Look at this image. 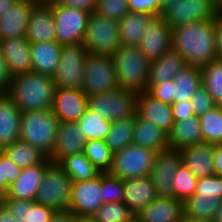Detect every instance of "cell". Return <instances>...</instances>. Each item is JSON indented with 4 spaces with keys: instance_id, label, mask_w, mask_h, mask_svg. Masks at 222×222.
I'll return each mask as SVG.
<instances>
[{
    "instance_id": "obj_1",
    "label": "cell",
    "mask_w": 222,
    "mask_h": 222,
    "mask_svg": "<svg viewBox=\"0 0 222 222\" xmlns=\"http://www.w3.org/2000/svg\"><path fill=\"white\" fill-rule=\"evenodd\" d=\"M172 49L177 51L189 66L202 68L218 59L215 18L172 28Z\"/></svg>"
},
{
    "instance_id": "obj_2",
    "label": "cell",
    "mask_w": 222,
    "mask_h": 222,
    "mask_svg": "<svg viewBox=\"0 0 222 222\" xmlns=\"http://www.w3.org/2000/svg\"><path fill=\"white\" fill-rule=\"evenodd\" d=\"M56 89L51 76L30 71L13 77L6 93L24 113L52 109Z\"/></svg>"
},
{
    "instance_id": "obj_3",
    "label": "cell",
    "mask_w": 222,
    "mask_h": 222,
    "mask_svg": "<svg viewBox=\"0 0 222 222\" xmlns=\"http://www.w3.org/2000/svg\"><path fill=\"white\" fill-rule=\"evenodd\" d=\"M112 56L119 88L136 93L147 91L151 62L140 48L121 45Z\"/></svg>"
},
{
    "instance_id": "obj_4",
    "label": "cell",
    "mask_w": 222,
    "mask_h": 222,
    "mask_svg": "<svg viewBox=\"0 0 222 222\" xmlns=\"http://www.w3.org/2000/svg\"><path fill=\"white\" fill-rule=\"evenodd\" d=\"M59 120L50 110L27 111L21 115L20 140L49 156L55 145Z\"/></svg>"
},
{
    "instance_id": "obj_5",
    "label": "cell",
    "mask_w": 222,
    "mask_h": 222,
    "mask_svg": "<svg viewBox=\"0 0 222 222\" xmlns=\"http://www.w3.org/2000/svg\"><path fill=\"white\" fill-rule=\"evenodd\" d=\"M119 88L112 55L88 53L85 59L82 91L87 96Z\"/></svg>"
},
{
    "instance_id": "obj_6",
    "label": "cell",
    "mask_w": 222,
    "mask_h": 222,
    "mask_svg": "<svg viewBox=\"0 0 222 222\" xmlns=\"http://www.w3.org/2000/svg\"><path fill=\"white\" fill-rule=\"evenodd\" d=\"M119 23L91 13L82 45L88 53L113 55L121 46Z\"/></svg>"
},
{
    "instance_id": "obj_7",
    "label": "cell",
    "mask_w": 222,
    "mask_h": 222,
    "mask_svg": "<svg viewBox=\"0 0 222 222\" xmlns=\"http://www.w3.org/2000/svg\"><path fill=\"white\" fill-rule=\"evenodd\" d=\"M138 93L115 89L107 93L88 96V108L109 121L135 117Z\"/></svg>"
},
{
    "instance_id": "obj_8",
    "label": "cell",
    "mask_w": 222,
    "mask_h": 222,
    "mask_svg": "<svg viewBox=\"0 0 222 222\" xmlns=\"http://www.w3.org/2000/svg\"><path fill=\"white\" fill-rule=\"evenodd\" d=\"M71 179L57 163H51L38 188L35 202L54 211L68 210L71 197Z\"/></svg>"
},
{
    "instance_id": "obj_9",
    "label": "cell",
    "mask_w": 222,
    "mask_h": 222,
    "mask_svg": "<svg viewBox=\"0 0 222 222\" xmlns=\"http://www.w3.org/2000/svg\"><path fill=\"white\" fill-rule=\"evenodd\" d=\"M156 154L152 149L132 143L113 153L109 172L122 180L149 176Z\"/></svg>"
},
{
    "instance_id": "obj_10",
    "label": "cell",
    "mask_w": 222,
    "mask_h": 222,
    "mask_svg": "<svg viewBox=\"0 0 222 222\" xmlns=\"http://www.w3.org/2000/svg\"><path fill=\"white\" fill-rule=\"evenodd\" d=\"M56 41L61 45L82 44L91 13L52 3Z\"/></svg>"
},
{
    "instance_id": "obj_11",
    "label": "cell",
    "mask_w": 222,
    "mask_h": 222,
    "mask_svg": "<svg viewBox=\"0 0 222 222\" xmlns=\"http://www.w3.org/2000/svg\"><path fill=\"white\" fill-rule=\"evenodd\" d=\"M87 54L82 44L62 46L59 64L52 77L57 88H81Z\"/></svg>"
},
{
    "instance_id": "obj_12",
    "label": "cell",
    "mask_w": 222,
    "mask_h": 222,
    "mask_svg": "<svg viewBox=\"0 0 222 222\" xmlns=\"http://www.w3.org/2000/svg\"><path fill=\"white\" fill-rule=\"evenodd\" d=\"M215 0H178L162 13L171 28L201 20L215 18L218 14Z\"/></svg>"
},
{
    "instance_id": "obj_13",
    "label": "cell",
    "mask_w": 222,
    "mask_h": 222,
    "mask_svg": "<svg viewBox=\"0 0 222 222\" xmlns=\"http://www.w3.org/2000/svg\"><path fill=\"white\" fill-rule=\"evenodd\" d=\"M102 204L101 172L94 179L72 182L68 210L77 217H92Z\"/></svg>"
},
{
    "instance_id": "obj_14",
    "label": "cell",
    "mask_w": 222,
    "mask_h": 222,
    "mask_svg": "<svg viewBox=\"0 0 222 222\" xmlns=\"http://www.w3.org/2000/svg\"><path fill=\"white\" fill-rule=\"evenodd\" d=\"M182 162L179 150L167 149L156 154L149 174L158 196L174 197V177Z\"/></svg>"
},
{
    "instance_id": "obj_15",
    "label": "cell",
    "mask_w": 222,
    "mask_h": 222,
    "mask_svg": "<svg viewBox=\"0 0 222 222\" xmlns=\"http://www.w3.org/2000/svg\"><path fill=\"white\" fill-rule=\"evenodd\" d=\"M138 47L150 62L172 48V28L162 15L149 21Z\"/></svg>"
},
{
    "instance_id": "obj_16",
    "label": "cell",
    "mask_w": 222,
    "mask_h": 222,
    "mask_svg": "<svg viewBox=\"0 0 222 222\" xmlns=\"http://www.w3.org/2000/svg\"><path fill=\"white\" fill-rule=\"evenodd\" d=\"M88 109V96L81 88H57L52 111L59 122H78Z\"/></svg>"
},
{
    "instance_id": "obj_17",
    "label": "cell",
    "mask_w": 222,
    "mask_h": 222,
    "mask_svg": "<svg viewBox=\"0 0 222 222\" xmlns=\"http://www.w3.org/2000/svg\"><path fill=\"white\" fill-rule=\"evenodd\" d=\"M77 122H59L55 145L48 159L59 163L63 158L84 152L87 139L79 131Z\"/></svg>"
},
{
    "instance_id": "obj_18",
    "label": "cell",
    "mask_w": 222,
    "mask_h": 222,
    "mask_svg": "<svg viewBox=\"0 0 222 222\" xmlns=\"http://www.w3.org/2000/svg\"><path fill=\"white\" fill-rule=\"evenodd\" d=\"M25 37L29 43L56 41V25L51 4H35L29 15Z\"/></svg>"
},
{
    "instance_id": "obj_19",
    "label": "cell",
    "mask_w": 222,
    "mask_h": 222,
    "mask_svg": "<svg viewBox=\"0 0 222 222\" xmlns=\"http://www.w3.org/2000/svg\"><path fill=\"white\" fill-rule=\"evenodd\" d=\"M0 51L12 78L32 71L31 48L26 37L2 39Z\"/></svg>"
},
{
    "instance_id": "obj_20",
    "label": "cell",
    "mask_w": 222,
    "mask_h": 222,
    "mask_svg": "<svg viewBox=\"0 0 222 222\" xmlns=\"http://www.w3.org/2000/svg\"><path fill=\"white\" fill-rule=\"evenodd\" d=\"M136 112L167 135L171 131L173 120L172 106L155 99L147 91L138 93Z\"/></svg>"
},
{
    "instance_id": "obj_21",
    "label": "cell",
    "mask_w": 222,
    "mask_h": 222,
    "mask_svg": "<svg viewBox=\"0 0 222 222\" xmlns=\"http://www.w3.org/2000/svg\"><path fill=\"white\" fill-rule=\"evenodd\" d=\"M215 144L201 142L179 150L182 163L196 178L214 175L213 155Z\"/></svg>"
},
{
    "instance_id": "obj_22",
    "label": "cell",
    "mask_w": 222,
    "mask_h": 222,
    "mask_svg": "<svg viewBox=\"0 0 222 222\" xmlns=\"http://www.w3.org/2000/svg\"><path fill=\"white\" fill-rule=\"evenodd\" d=\"M136 216L140 222H184L183 202L174 197L158 196Z\"/></svg>"
},
{
    "instance_id": "obj_23",
    "label": "cell",
    "mask_w": 222,
    "mask_h": 222,
    "mask_svg": "<svg viewBox=\"0 0 222 222\" xmlns=\"http://www.w3.org/2000/svg\"><path fill=\"white\" fill-rule=\"evenodd\" d=\"M51 163L47 158L41 164L22 169L19 178L9 186L6 196L9 198L35 201L46 168Z\"/></svg>"
},
{
    "instance_id": "obj_24",
    "label": "cell",
    "mask_w": 222,
    "mask_h": 222,
    "mask_svg": "<svg viewBox=\"0 0 222 222\" xmlns=\"http://www.w3.org/2000/svg\"><path fill=\"white\" fill-rule=\"evenodd\" d=\"M22 112L6 92H0V150L20 140Z\"/></svg>"
},
{
    "instance_id": "obj_25",
    "label": "cell",
    "mask_w": 222,
    "mask_h": 222,
    "mask_svg": "<svg viewBox=\"0 0 222 222\" xmlns=\"http://www.w3.org/2000/svg\"><path fill=\"white\" fill-rule=\"evenodd\" d=\"M124 203L137 214L157 197L156 187L149 176L123 180Z\"/></svg>"
},
{
    "instance_id": "obj_26",
    "label": "cell",
    "mask_w": 222,
    "mask_h": 222,
    "mask_svg": "<svg viewBox=\"0 0 222 222\" xmlns=\"http://www.w3.org/2000/svg\"><path fill=\"white\" fill-rule=\"evenodd\" d=\"M35 3L17 0L0 18V36L2 39L25 37L29 15Z\"/></svg>"
},
{
    "instance_id": "obj_27",
    "label": "cell",
    "mask_w": 222,
    "mask_h": 222,
    "mask_svg": "<svg viewBox=\"0 0 222 222\" xmlns=\"http://www.w3.org/2000/svg\"><path fill=\"white\" fill-rule=\"evenodd\" d=\"M133 144L152 149L156 153L169 149L167 134L137 112L134 117Z\"/></svg>"
},
{
    "instance_id": "obj_28",
    "label": "cell",
    "mask_w": 222,
    "mask_h": 222,
    "mask_svg": "<svg viewBox=\"0 0 222 222\" xmlns=\"http://www.w3.org/2000/svg\"><path fill=\"white\" fill-rule=\"evenodd\" d=\"M62 46L57 41L30 43L32 71L53 77L59 64Z\"/></svg>"
},
{
    "instance_id": "obj_29",
    "label": "cell",
    "mask_w": 222,
    "mask_h": 222,
    "mask_svg": "<svg viewBox=\"0 0 222 222\" xmlns=\"http://www.w3.org/2000/svg\"><path fill=\"white\" fill-rule=\"evenodd\" d=\"M186 66L185 59L171 48L159 59L151 61L147 85H157L174 80L175 76Z\"/></svg>"
},
{
    "instance_id": "obj_30",
    "label": "cell",
    "mask_w": 222,
    "mask_h": 222,
    "mask_svg": "<svg viewBox=\"0 0 222 222\" xmlns=\"http://www.w3.org/2000/svg\"><path fill=\"white\" fill-rule=\"evenodd\" d=\"M169 149L180 150L203 142L200 121L197 116L174 121L167 135Z\"/></svg>"
},
{
    "instance_id": "obj_31",
    "label": "cell",
    "mask_w": 222,
    "mask_h": 222,
    "mask_svg": "<svg viewBox=\"0 0 222 222\" xmlns=\"http://www.w3.org/2000/svg\"><path fill=\"white\" fill-rule=\"evenodd\" d=\"M221 199L216 196H192L183 202V219L188 222H213Z\"/></svg>"
},
{
    "instance_id": "obj_32",
    "label": "cell",
    "mask_w": 222,
    "mask_h": 222,
    "mask_svg": "<svg viewBox=\"0 0 222 222\" xmlns=\"http://www.w3.org/2000/svg\"><path fill=\"white\" fill-rule=\"evenodd\" d=\"M153 17L154 15L129 12L120 19L118 23L121 45L138 46L149 21Z\"/></svg>"
},
{
    "instance_id": "obj_33",
    "label": "cell",
    "mask_w": 222,
    "mask_h": 222,
    "mask_svg": "<svg viewBox=\"0 0 222 222\" xmlns=\"http://www.w3.org/2000/svg\"><path fill=\"white\" fill-rule=\"evenodd\" d=\"M2 151L21 169L41 164L48 158L38 147L32 146L21 140L5 146Z\"/></svg>"
},
{
    "instance_id": "obj_34",
    "label": "cell",
    "mask_w": 222,
    "mask_h": 222,
    "mask_svg": "<svg viewBox=\"0 0 222 222\" xmlns=\"http://www.w3.org/2000/svg\"><path fill=\"white\" fill-rule=\"evenodd\" d=\"M174 102L189 101L202 86L201 68L187 65L174 78Z\"/></svg>"
},
{
    "instance_id": "obj_35",
    "label": "cell",
    "mask_w": 222,
    "mask_h": 222,
    "mask_svg": "<svg viewBox=\"0 0 222 222\" xmlns=\"http://www.w3.org/2000/svg\"><path fill=\"white\" fill-rule=\"evenodd\" d=\"M58 165L72 182L94 179L99 175L97 168L90 162L84 152L63 158Z\"/></svg>"
},
{
    "instance_id": "obj_36",
    "label": "cell",
    "mask_w": 222,
    "mask_h": 222,
    "mask_svg": "<svg viewBox=\"0 0 222 222\" xmlns=\"http://www.w3.org/2000/svg\"><path fill=\"white\" fill-rule=\"evenodd\" d=\"M134 127V117L111 122L109 133L104 141L113 153L133 143Z\"/></svg>"
},
{
    "instance_id": "obj_37",
    "label": "cell",
    "mask_w": 222,
    "mask_h": 222,
    "mask_svg": "<svg viewBox=\"0 0 222 222\" xmlns=\"http://www.w3.org/2000/svg\"><path fill=\"white\" fill-rule=\"evenodd\" d=\"M77 123L80 133L84 135L87 141L104 140L111 127V121L89 108Z\"/></svg>"
},
{
    "instance_id": "obj_38",
    "label": "cell",
    "mask_w": 222,
    "mask_h": 222,
    "mask_svg": "<svg viewBox=\"0 0 222 222\" xmlns=\"http://www.w3.org/2000/svg\"><path fill=\"white\" fill-rule=\"evenodd\" d=\"M202 86L216 106H222V59H216L201 68Z\"/></svg>"
},
{
    "instance_id": "obj_39",
    "label": "cell",
    "mask_w": 222,
    "mask_h": 222,
    "mask_svg": "<svg viewBox=\"0 0 222 222\" xmlns=\"http://www.w3.org/2000/svg\"><path fill=\"white\" fill-rule=\"evenodd\" d=\"M198 118L203 142L222 144V106H215Z\"/></svg>"
},
{
    "instance_id": "obj_40",
    "label": "cell",
    "mask_w": 222,
    "mask_h": 222,
    "mask_svg": "<svg viewBox=\"0 0 222 222\" xmlns=\"http://www.w3.org/2000/svg\"><path fill=\"white\" fill-rule=\"evenodd\" d=\"M84 154L99 172H109L113 164V152L104 140H88Z\"/></svg>"
},
{
    "instance_id": "obj_41",
    "label": "cell",
    "mask_w": 222,
    "mask_h": 222,
    "mask_svg": "<svg viewBox=\"0 0 222 222\" xmlns=\"http://www.w3.org/2000/svg\"><path fill=\"white\" fill-rule=\"evenodd\" d=\"M198 178L181 162L174 177V198L184 202L195 194Z\"/></svg>"
},
{
    "instance_id": "obj_42",
    "label": "cell",
    "mask_w": 222,
    "mask_h": 222,
    "mask_svg": "<svg viewBox=\"0 0 222 222\" xmlns=\"http://www.w3.org/2000/svg\"><path fill=\"white\" fill-rule=\"evenodd\" d=\"M134 213L124 202L103 203L92 216L95 222H122L131 218Z\"/></svg>"
},
{
    "instance_id": "obj_43",
    "label": "cell",
    "mask_w": 222,
    "mask_h": 222,
    "mask_svg": "<svg viewBox=\"0 0 222 222\" xmlns=\"http://www.w3.org/2000/svg\"><path fill=\"white\" fill-rule=\"evenodd\" d=\"M103 203L124 202L123 180L110 172H101Z\"/></svg>"
},
{
    "instance_id": "obj_44",
    "label": "cell",
    "mask_w": 222,
    "mask_h": 222,
    "mask_svg": "<svg viewBox=\"0 0 222 222\" xmlns=\"http://www.w3.org/2000/svg\"><path fill=\"white\" fill-rule=\"evenodd\" d=\"M94 13L118 22L129 13L128 0H98Z\"/></svg>"
},
{
    "instance_id": "obj_45",
    "label": "cell",
    "mask_w": 222,
    "mask_h": 222,
    "mask_svg": "<svg viewBox=\"0 0 222 222\" xmlns=\"http://www.w3.org/2000/svg\"><path fill=\"white\" fill-rule=\"evenodd\" d=\"M21 172L22 169L0 150V190L7 194L9 186L19 178Z\"/></svg>"
},
{
    "instance_id": "obj_46",
    "label": "cell",
    "mask_w": 222,
    "mask_h": 222,
    "mask_svg": "<svg viewBox=\"0 0 222 222\" xmlns=\"http://www.w3.org/2000/svg\"><path fill=\"white\" fill-rule=\"evenodd\" d=\"M193 196H216L222 199V178L215 174L198 178Z\"/></svg>"
},
{
    "instance_id": "obj_47",
    "label": "cell",
    "mask_w": 222,
    "mask_h": 222,
    "mask_svg": "<svg viewBox=\"0 0 222 222\" xmlns=\"http://www.w3.org/2000/svg\"><path fill=\"white\" fill-rule=\"evenodd\" d=\"M191 105L195 116L199 117L211 109H213L216 105L214 104L210 94L207 90L201 86L196 90V93L191 98Z\"/></svg>"
},
{
    "instance_id": "obj_48",
    "label": "cell",
    "mask_w": 222,
    "mask_h": 222,
    "mask_svg": "<svg viewBox=\"0 0 222 222\" xmlns=\"http://www.w3.org/2000/svg\"><path fill=\"white\" fill-rule=\"evenodd\" d=\"M174 80L157 85H147V92L155 99L172 105L174 103Z\"/></svg>"
},
{
    "instance_id": "obj_49",
    "label": "cell",
    "mask_w": 222,
    "mask_h": 222,
    "mask_svg": "<svg viewBox=\"0 0 222 222\" xmlns=\"http://www.w3.org/2000/svg\"><path fill=\"white\" fill-rule=\"evenodd\" d=\"M129 12L142 13L147 15L160 16V0H128Z\"/></svg>"
},
{
    "instance_id": "obj_50",
    "label": "cell",
    "mask_w": 222,
    "mask_h": 222,
    "mask_svg": "<svg viewBox=\"0 0 222 222\" xmlns=\"http://www.w3.org/2000/svg\"><path fill=\"white\" fill-rule=\"evenodd\" d=\"M54 212L52 208L34 202L31 207H26L24 222H49Z\"/></svg>"
},
{
    "instance_id": "obj_51",
    "label": "cell",
    "mask_w": 222,
    "mask_h": 222,
    "mask_svg": "<svg viewBox=\"0 0 222 222\" xmlns=\"http://www.w3.org/2000/svg\"><path fill=\"white\" fill-rule=\"evenodd\" d=\"M35 201L5 197V207L16 220H24L26 207H31Z\"/></svg>"
},
{
    "instance_id": "obj_52",
    "label": "cell",
    "mask_w": 222,
    "mask_h": 222,
    "mask_svg": "<svg viewBox=\"0 0 222 222\" xmlns=\"http://www.w3.org/2000/svg\"><path fill=\"white\" fill-rule=\"evenodd\" d=\"M171 106L174 121H179L195 116L190 100L184 102H174Z\"/></svg>"
},
{
    "instance_id": "obj_53",
    "label": "cell",
    "mask_w": 222,
    "mask_h": 222,
    "mask_svg": "<svg viewBox=\"0 0 222 222\" xmlns=\"http://www.w3.org/2000/svg\"><path fill=\"white\" fill-rule=\"evenodd\" d=\"M97 1L98 0H58L57 3L65 7L77 8L93 13L97 6Z\"/></svg>"
},
{
    "instance_id": "obj_54",
    "label": "cell",
    "mask_w": 222,
    "mask_h": 222,
    "mask_svg": "<svg viewBox=\"0 0 222 222\" xmlns=\"http://www.w3.org/2000/svg\"><path fill=\"white\" fill-rule=\"evenodd\" d=\"M12 77L8 71L5 59L0 51V92H6Z\"/></svg>"
},
{
    "instance_id": "obj_55",
    "label": "cell",
    "mask_w": 222,
    "mask_h": 222,
    "mask_svg": "<svg viewBox=\"0 0 222 222\" xmlns=\"http://www.w3.org/2000/svg\"><path fill=\"white\" fill-rule=\"evenodd\" d=\"M215 40L218 59H222V13L215 16Z\"/></svg>"
},
{
    "instance_id": "obj_56",
    "label": "cell",
    "mask_w": 222,
    "mask_h": 222,
    "mask_svg": "<svg viewBox=\"0 0 222 222\" xmlns=\"http://www.w3.org/2000/svg\"><path fill=\"white\" fill-rule=\"evenodd\" d=\"M77 216L70 210L55 211L49 222H76Z\"/></svg>"
},
{
    "instance_id": "obj_57",
    "label": "cell",
    "mask_w": 222,
    "mask_h": 222,
    "mask_svg": "<svg viewBox=\"0 0 222 222\" xmlns=\"http://www.w3.org/2000/svg\"><path fill=\"white\" fill-rule=\"evenodd\" d=\"M213 166L215 175L222 178V144H215Z\"/></svg>"
},
{
    "instance_id": "obj_58",
    "label": "cell",
    "mask_w": 222,
    "mask_h": 222,
    "mask_svg": "<svg viewBox=\"0 0 222 222\" xmlns=\"http://www.w3.org/2000/svg\"><path fill=\"white\" fill-rule=\"evenodd\" d=\"M0 222H17L8 209L4 206L0 208Z\"/></svg>"
},
{
    "instance_id": "obj_59",
    "label": "cell",
    "mask_w": 222,
    "mask_h": 222,
    "mask_svg": "<svg viewBox=\"0 0 222 222\" xmlns=\"http://www.w3.org/2000/svg\"><path fill=\"white\" fill-rule=\"evenodd\" d=\"M17 0H0V18L5 14Z\"/></svg>"
},
{
    "instance_id": "obj_60",
    "label": "cell",
    "mask_w": 222,
    "mask_h": 222,
    "mask_svg": "<svg viewBox=\"0 0 222 222\" xmlns=\"http://www.w3.org/2000/svg\"><path fill=\"white\" fill-rule=\"evenodd\" d=\"M213 222H222V199L219 203V207L216 210Z\"/></svg>"
},
{
    "instance_id": "obj_61",
    "label": "cell",
    "mask_w": 222,
    "mask_h": 222,
    "mask_svg": "<svg viewBox=\"0 0 222 222\" xmlns=\"http://www.w3.org/2000/svg\"><path fill=\"white\" fill-rule=\"evenodd\" d=\"M178 0H160L161 2V15L165 9H167L170 5L176 3Z\"/></svg>"
},
{
    "instance_id": "obj_62",
    "label": "cell",
    "mask_w": 222,
    "mask_h": 222,
    "mask_svg": "<svg viewBox=\"0 0 222 222\" xmlns=\"http://www.w3.org/2000/svg\"><path fill=\"white\" fill-rule=\"evenodd\" d=\"M76 222H95L92 217H77Z\"/></svg>"
},
{
    "instance_id": "obj_63",
    "label": "cell",
    "mask_w": 222,
    "mask_h": 222,
    "mask_svg": "<svg viewBox=\"0 0 222 222\" xmlns=\"http://www.w3.org/2000/svg\"><path fill=\"white\" fill-rule=\"evenodd\" d=\"M5 197L6 194L0 190V208L4 207L5 205Z\"/></svg>"
},
{
    "instance_id": "obj_64",
    "label": "cell",
    "mask_w": 222,
    "mask_h": 222,
    "mask_svg": "<svg viewBox=\"0 0 222 222\" xmlns=\"http://www.w3.org/2000/svg\"><path fill=\"white\" fill-rule=\"evenodd\" d=\"M122 222H140L136 214H134L131 218L124 220Z\"/></svg>"
},
{
    "instance_id": "obj_65",
    "label": "cell",
    "mask_w": 222,
    "mask_h": 222,
    "mask_svg": "<svg viewBox=\"0 0 222 222\" xmlns=\"http://www.w3.org/2000/svg\"><path fill=\"white\" fill-rule=\"evenodd\" d=\"M57 1L58 0H38V4H51Z\"/></svg>"
},
{
    "instance_id": "obj_66",
    "label": "cell",
    "mask_w": 222,
    "mask_h": 222,
    "mask_svg": "<svg viewBox=\"0 0 222 222\" xmlns=\"http://www.w3.org/2000/svg\"><path fill=\"white\" fill-rule=\"evenodd\" d=\"M216 3L218 12L222 13V0H217Z\"/></svg>"
},
{
    "instance_id": "obj_67",
    "label": "cell",
    "mask_w": 222,
    "mask_h": 222,
    "mask_svg": "<svg viewBox=\"0 0 222 222\" xmlns=\"http://www.w3.org/2000/svg\"><path fill=\"white\" fill-rule=\"evenodd\" d=\"M25 1H29V2H32V3L38 4V0H25Z\"/></svg>"
}]
</instances>
